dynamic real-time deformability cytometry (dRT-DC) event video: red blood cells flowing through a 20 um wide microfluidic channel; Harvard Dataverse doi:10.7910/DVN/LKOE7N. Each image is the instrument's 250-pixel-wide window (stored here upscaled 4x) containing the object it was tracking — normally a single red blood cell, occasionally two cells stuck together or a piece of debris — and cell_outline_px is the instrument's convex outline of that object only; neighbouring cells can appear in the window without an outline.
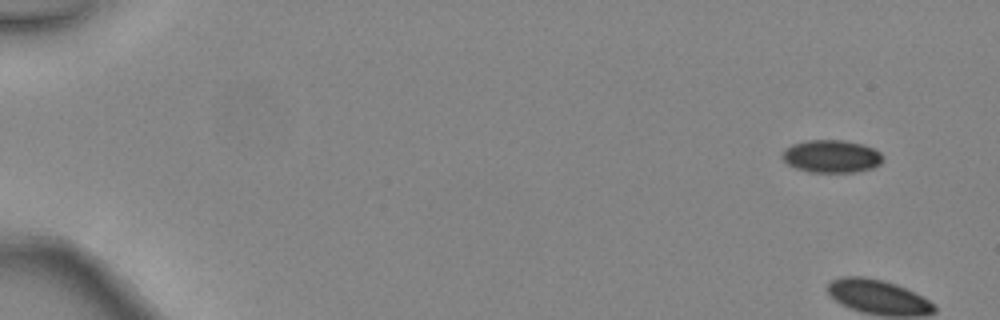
{"species": "common noctule bat (a hibernating species)", "species_latin": "Nyctalus noctula", "temperature_condition": "warm", "stored_images_in_passage": 5, "camera_frame_rate_fps": 3000, "um_per_image_px": 0.085, "animal": {"sex": "female", "body_mass_g": 24.6, "forearm_length_mm": 56.2}, "frame": {"image": 1, "passage_image": 1, "time_ms": 0.0, "image_size_px": [1000, 320], "cell_outline_px": [[884, 160], [880, 164], [872, 168], [856, 172], [808, 172], [796, 168], [788, 164], [780, 156], [784, 148], [792, 144], [804, 140], [844, 140], [864, 144], [880, 152], [884, 156]], "centroid_in_image_um": [70.67, 13.28], "position_along_channel_um": 14.3, "area_um2": 19.48}}